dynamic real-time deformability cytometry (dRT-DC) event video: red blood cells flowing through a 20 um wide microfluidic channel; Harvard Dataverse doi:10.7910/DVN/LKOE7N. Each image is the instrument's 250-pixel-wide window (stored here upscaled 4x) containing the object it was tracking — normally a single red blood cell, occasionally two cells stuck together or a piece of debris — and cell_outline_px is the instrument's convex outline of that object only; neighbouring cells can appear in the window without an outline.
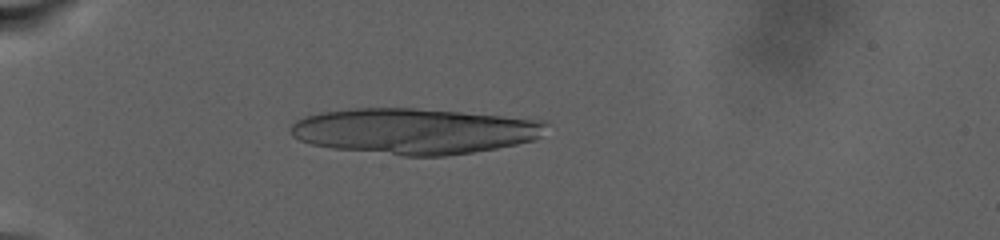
{"species": "human", "species_latin": "Homo sapiens", "temperature_condition": "warm", "stored_images_in_passage": 35, "camera_frame_rate_fps": 3000, "um_per_image_px": 0.085, "donor": {"sex": "male"}, "frame": {"image": 1, "passage_image": 25, "time_ms": 8.0, "image_size_px": [1000, 240], "cell_outline_px": [[552, 124], [540, 136], [532, 140], [516, 144], [496, 148], [472, 152], [444, 156], [404, 156], [332, 148], [312, 144], [300, 140], [292, 136], [288, 128], [296, 120], [304, 116], [320, 112], [356, 108], [412, 108], [460, 112], [544, 120]], "centroid_in_image_um": [35.21, 11.14], "position_along_channel_um": 49.8, "area_um2": 68.2}}